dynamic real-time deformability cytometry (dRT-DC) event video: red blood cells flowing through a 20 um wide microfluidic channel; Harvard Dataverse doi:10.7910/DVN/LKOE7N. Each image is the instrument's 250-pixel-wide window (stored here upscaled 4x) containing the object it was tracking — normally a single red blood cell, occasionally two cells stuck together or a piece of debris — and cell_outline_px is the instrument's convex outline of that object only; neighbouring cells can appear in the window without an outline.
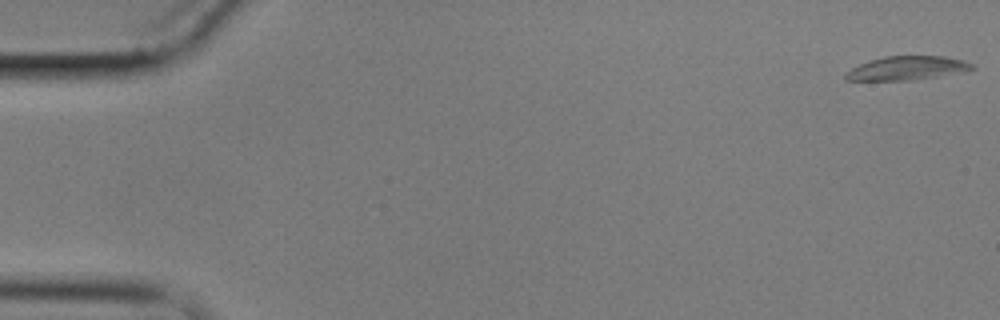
{"species": "common noctule bat (a hibernating species)", "species_latin": "Nyctalus noctula", "temperature_condition": "cold", "stored_images_in_passage": 16, "camera_frame_rate_fps": 3000, "um_per_image_px": 0.085, "animal": {"sex": "male", "body_mass_g": 17.9}, "frame": {"image": 1, "passage_image": 1, "time_ms": 0.0, "image_size_px": [1000, 320], "cell_outline_px": [[976, 68], [964, 72], [940, 76], [912, 80], [844, 80], [844, 76], [852, 68], [860, 64], [884, 56], [944, 56], [964, 60], [972, 64]], "centroid_in_image_um": [77.15, 5.79], "position_along_channel_um": 7.8, "area_um2": 17.46}}
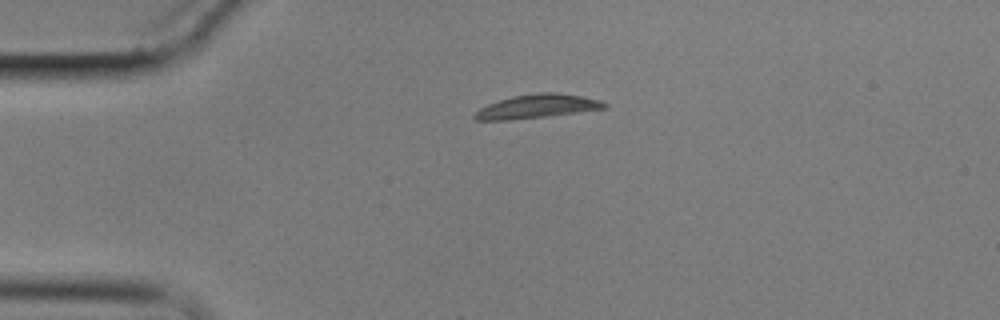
{"frame": {"image": 2, "passage_image": 13, "time_ms": 4.0, "image_size_px": [1000, 320], "cell_outline_px": [[608, 108], [544, 116], [508, 120], [476, 120], [472, 116], [480, 108], [488, 104], [512, 96], [540, 92], [556, 92], [580, 96], [600, 100], [608, 104]], "centroid_in_image_um": [45.65, 9.03], "position_along_channel_um": 39.3, "area_um2": 17.69}}